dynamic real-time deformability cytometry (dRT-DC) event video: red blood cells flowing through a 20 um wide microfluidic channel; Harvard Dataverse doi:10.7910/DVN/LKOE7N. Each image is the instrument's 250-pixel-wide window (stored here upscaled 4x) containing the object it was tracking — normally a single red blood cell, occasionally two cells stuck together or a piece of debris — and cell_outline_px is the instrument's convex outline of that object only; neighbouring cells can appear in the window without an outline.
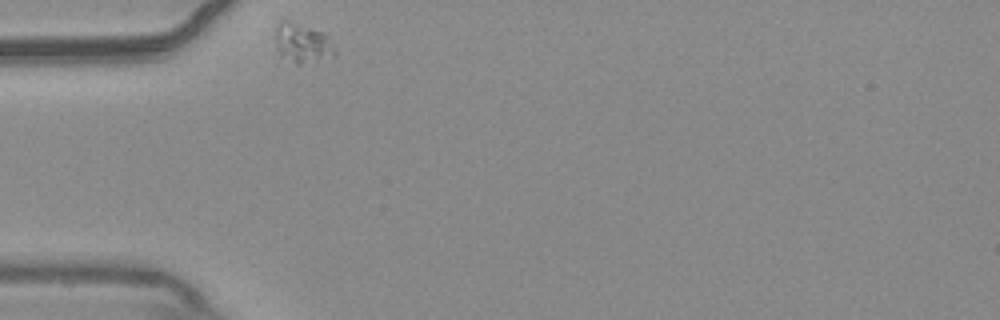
{"species": "common noctule bat (a hibernating species)", "species_latin": "Nyctalus noctula", "temperature_condition": "warm", "stored_images_in_passage": 34, "camera_frame_rate_fps": 3000, "um_per_image_px": 0.085, "animal": {"sex": "male", "body_mass_g": 20.4}, "frame": {"image": 1, "passage_image": 1, "time_ms": 0.0, "image_size_px": [1000, 320], "cell_outline_px": [[336, 56], [300, 64], [296, 64], [280, 52], [276, 48], [276, 24], [280, 20], [288, 20], [324, 32], [336, 52]], "centroid_in_image_um": [25.7, 3.63], "position_along_channel_um": 59.3, "area_um2": 13.41}}
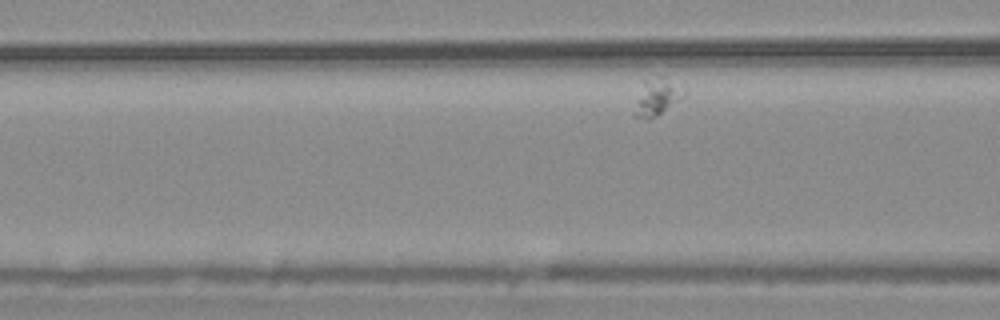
{"frame": {"image": 2, "passage_image": 7, "time_ms": 2.0, "image_size_px": [1000, 320], "cell_outline_px": [[688, 92], [680, 100], [656, 116], [648, 120], [632, 116], [632, 112], [644, 80], [660, 76], [664, 76]], "centroid_in_image_um": [55.83, 8.27], "position_along_channel_um": 110.8, "area_um2": 10.64}}
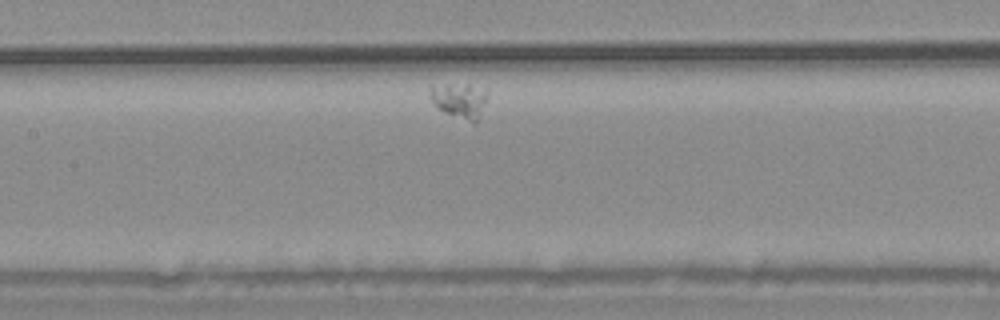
{"frame": {"image": 3, "passage_image": 13, "time_ms": 4.0, "image_size_px": [1000, 320], "cell_outline_px": [[484, 100], [480, 120], [472, 124], [436, 108], [432, 100], [428, 88], [432, 84], [468, 84], [484, 92]], "centroid_in_image_um": [38.98, 8.56], "position_along_channel_um": 168.4, "area_um2": 11.62}}